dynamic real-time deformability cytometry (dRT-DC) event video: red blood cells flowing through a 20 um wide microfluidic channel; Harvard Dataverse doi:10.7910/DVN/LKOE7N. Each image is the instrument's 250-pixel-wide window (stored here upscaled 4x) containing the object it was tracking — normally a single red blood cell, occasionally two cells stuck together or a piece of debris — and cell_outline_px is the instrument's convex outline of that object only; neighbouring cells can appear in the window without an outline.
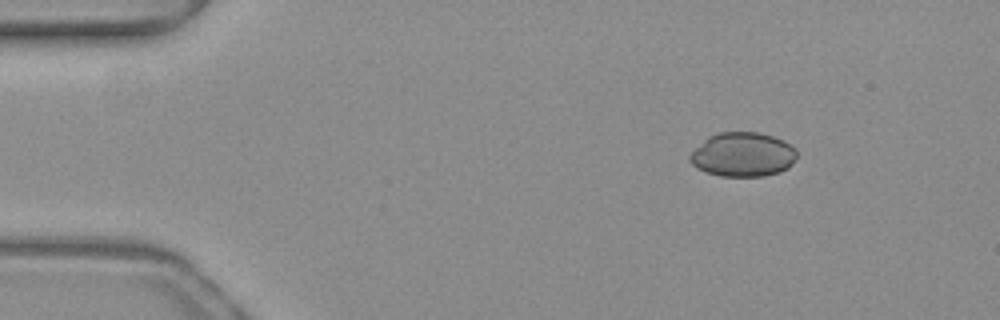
{"species": "common noctule bat (a hibernating species)", "species_latin": "Nyctalus noctula", "temperature_condition": "warm", "stored_images_in_passage": 45, "camera_frame_rate_fps": 3000, "um_per_image_px": 0.085, "animal": {"sex": "female", "body_mass_g": 19.3, "forearm_length_mm": 54.1}, "frame": {"image": 1, "passage_image": 1, "time_ms": 0.0, "image_size_px": [1000, 320], "cell_outline_px": [[796, 160], [788, 168], [780, 172], [764, 176], [720, 176], [704, 172], [696, 168], [688, 160], [688, 156], [708, 136], [716, 132], [760, 132], [784, 140], [796, 148]], "centroid_in_image_um": [63.14, 13.14], "position_along_channel_um": 21.9, "area_um2": 27.92}}
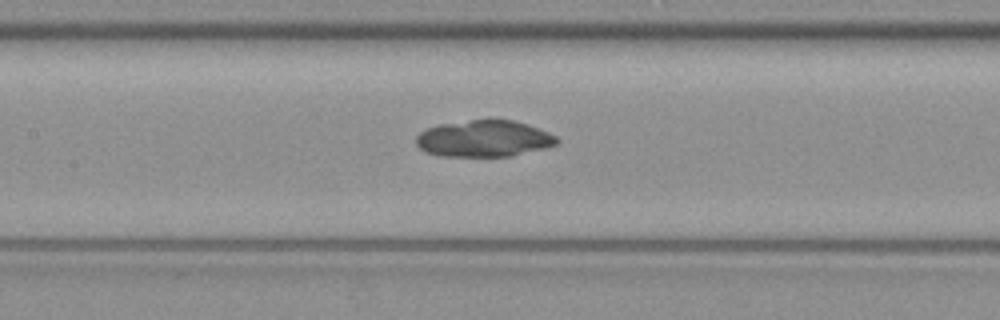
{"frame": {"image": 2, "passage_image": 18, "time_ms": 5.667, "image_size_px": [1000, 320], "cell_outline_px": [[560, 140], [556, 144], [544, 148], [512, 156], [440, 156], [424, 152], [416, 144], [416, 136], [420, 132], [428, 128], [440, 124], [472, 120], [512, 120], [528, 124], [548, 132], [556, 136]], "centroid_in_image_um": [41.13, 11.79], "position_along_channel_um": 166.3, "area_um2": 29.88}}
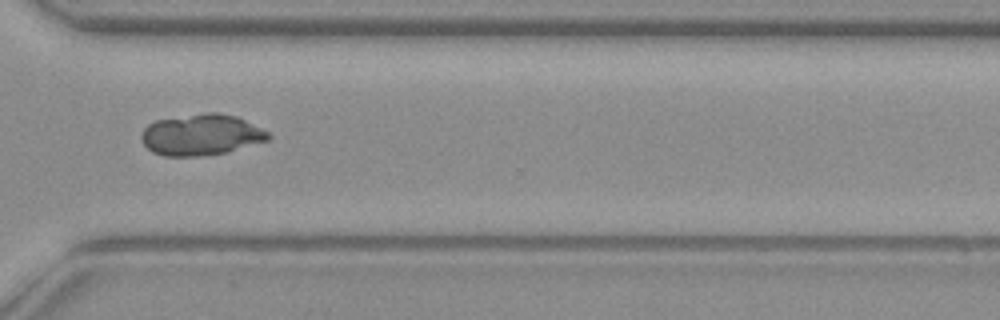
{"frame": {"image": 3, "passage_image": 32, "time_ms": 10.333, "image_size_px": [1000, 320], "cell_outline_px": [[272, 136], [268, 140], [224, 152], [200, 156], [164, 156], [152, 152], [140, 140], [140, 136], [144, 128], [148, 124], [156, 120], [204, 112], [216, 112], [236, 116], [268, 132]], "centroid_in_image_um": [17.06, 11.45], "position_along_channel_um": 353.5, "area_um2": 30.23}, "authors_computed_cell_mechanics": {"area_um2": 29.8826, "velocity_mm_per_s": 4.0144, "shape_relaxation_time_tau1_ms": null, "shape_relaxation_time_tau2_ms": 1.4827, "deformation_change_tau1": null, "deformation_change_tau2": 0.0357}}